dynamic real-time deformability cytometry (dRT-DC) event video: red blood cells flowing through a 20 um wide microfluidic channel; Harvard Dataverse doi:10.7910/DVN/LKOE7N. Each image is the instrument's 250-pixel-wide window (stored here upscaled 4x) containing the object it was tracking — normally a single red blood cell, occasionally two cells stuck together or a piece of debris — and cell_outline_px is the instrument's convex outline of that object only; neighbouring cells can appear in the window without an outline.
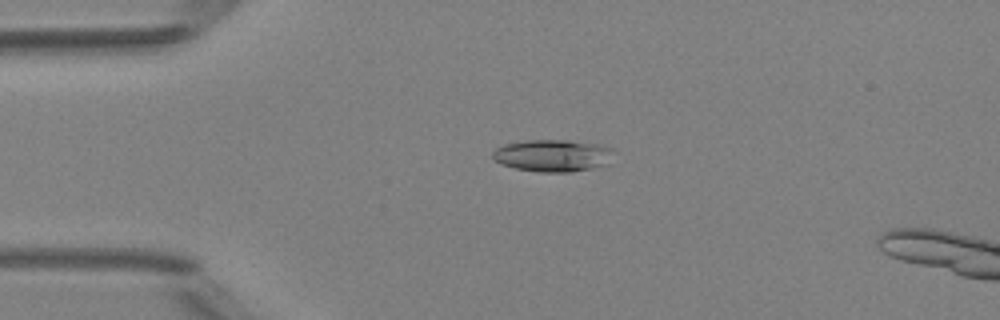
{"species": "Egyptian fruit bat (a non-hibernating species)", "species_latin": "Rousettus aegyptiacus", "temperature_condition": "room temperature", "stored_images_in_passage": 3, "camera_frame_rate_fps": 3000, "um_per_image_px": 0.085, "animal": {"sex": "female"}, "frame": {"image": 1, "passage_image": 1, "time_ms": 0.0, "image_size_px": [1000, 320], "cell_outline_px": [[616, 152], [608, 164], [596, 168], [572, 172], [540, 172], [516, 168], [500, 164], [492, 156], [492, 152], [496, 148], [504, 144], [524, 140], [568, 140], [600, 144], [612, 148]], "centroid_in_image_um": [47.04, 13.22], "position_along_channel_um": 38.0, "area_um2": 23.06}}